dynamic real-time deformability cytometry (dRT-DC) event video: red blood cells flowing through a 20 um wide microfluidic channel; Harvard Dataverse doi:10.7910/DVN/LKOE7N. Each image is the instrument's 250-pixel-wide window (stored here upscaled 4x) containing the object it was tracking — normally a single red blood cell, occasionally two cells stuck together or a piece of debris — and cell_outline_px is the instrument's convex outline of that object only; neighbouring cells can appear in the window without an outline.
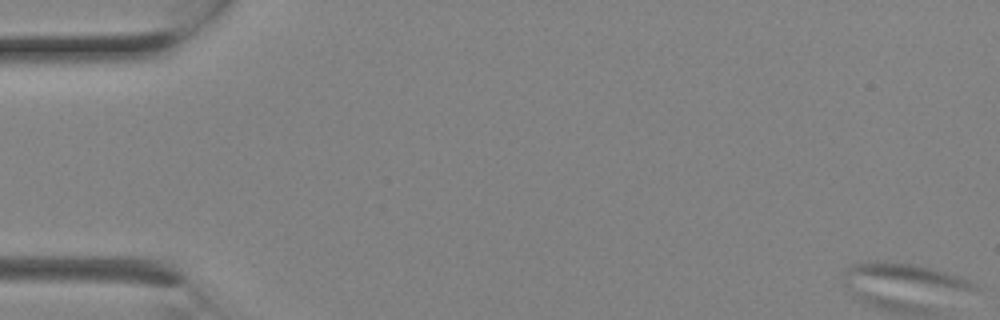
{"species": "Egyptian fruit bat (a non-hibernating species)", "species_latin": "Rousettus aegyptiacus", "temperature_condition": "room temperature", "stored_images_in_passage": 2, "segment_of_instrument_passage": [1, 2], "camera_frame_rate_fps": 3000, "um_per_image_px": 0.085, "animal": {"sex": "female"}, "frame": {"image": 1, "passage_image": 1, "time_ms": 0.0, "image_size_px": [1000, 320], "cell_outline_px": [[980, 288], [956, 288], [848, 284], [840, 272], [852, 264], [880, 260], [912, 264], [948, 272], [960, 276], [980, 284]], "centroid_in_image_um": [76.76, 23.44], "position_along_channel_um": 8.2, "area_um2": 18.44}}